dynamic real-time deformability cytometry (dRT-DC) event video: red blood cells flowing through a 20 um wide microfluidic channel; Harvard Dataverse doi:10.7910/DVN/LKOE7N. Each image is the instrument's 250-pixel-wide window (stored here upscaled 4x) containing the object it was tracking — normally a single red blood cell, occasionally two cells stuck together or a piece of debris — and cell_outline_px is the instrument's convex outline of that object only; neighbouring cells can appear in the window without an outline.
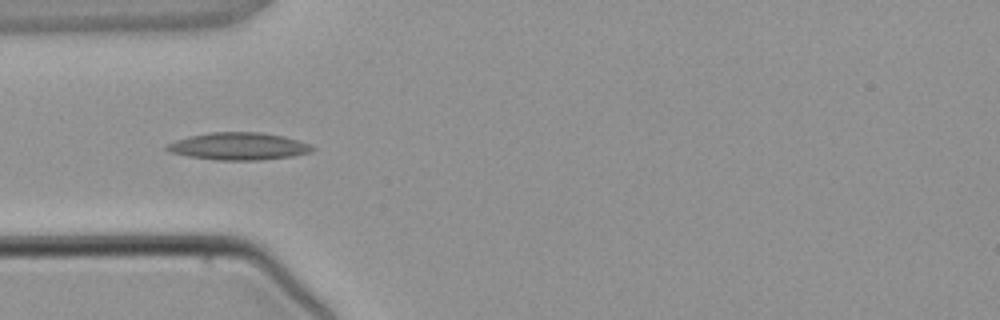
{"species": "common noctule bat (a hibernating species)", "species_latin": "Nyctalus noctula", "temperature_condition": "warm", "stored_images_in_passage": 4, "camera_frame_rate_fps": 3000, "um_per_image_px": 0.085, "animal": {"sex": "male", "body_mass_g": 21.5, "forearm_length_mm": 52.0}, "frame": {"image": 1, "passage_image": 4, "time_ms": 3.667, "image_size_px": [1000, 320], "cell_outline_px": [[316, 148], [312, 152], [292, 156], [260, 160], [216, 160], [188, 156], [168, 152], [164, 148], [168, 144], [176, 140], [188, 136], [208, 132], [260, 132], [284, 136], [312, 144]], "centroid_in_image_um": [20.3, 12.43], "position_along_channel_um": 64.7, "area_um2": 23.41}}